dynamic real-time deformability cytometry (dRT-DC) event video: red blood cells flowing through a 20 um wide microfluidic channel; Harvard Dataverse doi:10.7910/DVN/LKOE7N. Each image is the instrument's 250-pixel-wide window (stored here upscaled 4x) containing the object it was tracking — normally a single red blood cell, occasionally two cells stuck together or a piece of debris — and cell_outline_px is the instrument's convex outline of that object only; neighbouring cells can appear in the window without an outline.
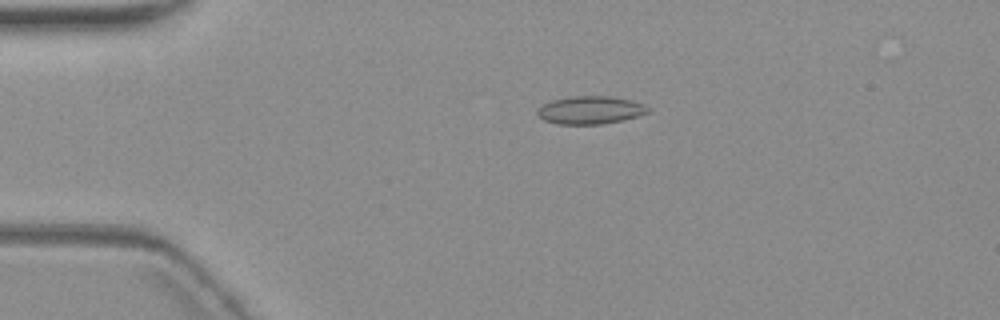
{"species": "common noctule bat (a hibernating species)", "species_latin": "Nyctalus noctula", "temperature_condition": "warm", "stored_images_in_passage": 4, "camera_frame_rate_fps": 3000, "um_per_image_px": 0.085, "animal": {"sex": "female", "body_mass_g": 19.3, "forearm_length_mm": 54.1}, "frame": {"image": 1, "passage_image": 4, "time_ms": 3.667, "image_size_px": [1000, 320], "cell_outline_px": [[648, 112], [636, 116], [620, 120], [600, 124], [556, 124], [544, 120], [536, 112], [544, 104], [552, 100], [568, 96], [608, 96], [628, 100], [644, 104], [648, 108]], "centroid_in_image_um": [50.13, 9.35], "position_along_channel_um": 34.9, "area_um2": 17.63}}